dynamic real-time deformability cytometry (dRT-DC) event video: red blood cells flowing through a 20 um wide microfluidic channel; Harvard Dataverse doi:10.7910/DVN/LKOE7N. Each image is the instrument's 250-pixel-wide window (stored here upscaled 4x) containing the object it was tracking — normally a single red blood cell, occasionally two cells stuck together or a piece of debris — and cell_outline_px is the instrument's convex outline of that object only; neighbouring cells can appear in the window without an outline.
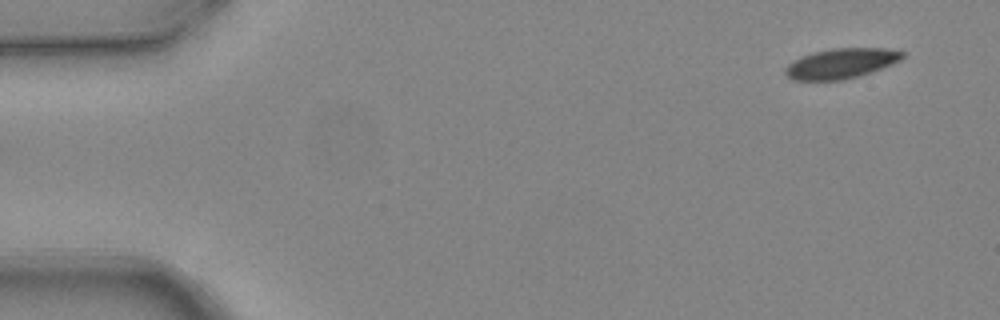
{"species": "common noctule bat (a hibernating species)", "species_latin": "Nyctalus noctula", "temperature_condition": "warm", "stored_images_in_passage": 8, "camera_frame_rate_fps": 3000, "um_per_image_px": 0.085, "animal": {"sex": "female", "body_mass_g": 24.6, "forearm_length_mm": 56.2}, "frame": {"image": 1, "passage_image": 1, "time_ms": 0.0, "image_size_px": [1000, 320], "cell_outline_px": [[904, 56], [900, 60], [892, 64], [872, 72], [860, 76], [840, 80], [792, 80], [784, 72], [784, 68], [788, 64], [812, 52], [832, 48], [884, 48], [904, 52]], "centroid_in_image_um": [71.5, 5.39], "position_along_channel_um": 13.5, "area_um2": 20.46}}
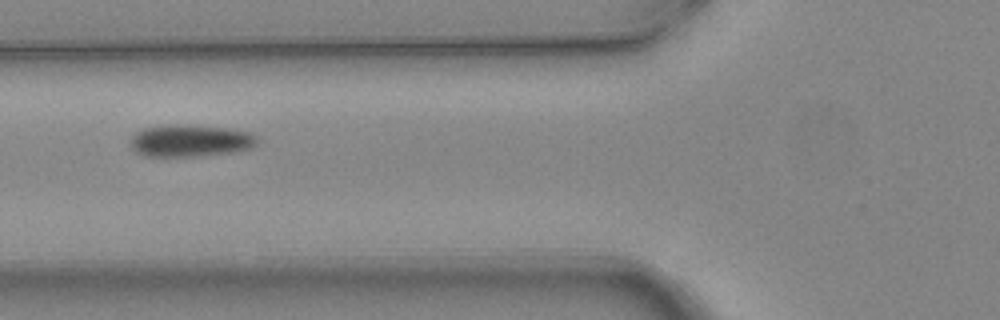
{"frame": {"image": 2, "passage_image": 5, "time_ms": 1.333, "image_size_px": [1000, 320], "cell_outline_px": [[260, 144], [252, 148], [236, 152], [200, 156], [144, 156], [136, 152], [128, 144], [132, 136], [136, 132], [144, 128], [164, 124], [188, 124], [224, 128], [252, 132], [260, 140]], "centroid_in_image_um": [16.21, 11.95], "position_along_channel_um": 109.6, "area_um2": 24.33}}
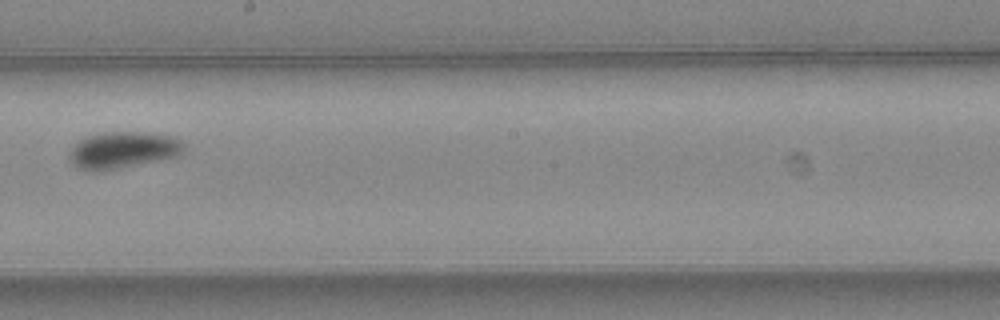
{"frame": {"image": 3, "passage_image": 8, "time_ms": 2.333, "image_size_px": [1000, 320], "cell_outline_px": [[184, 152], [180, 156], [100, 172], [92, 172], [76, 168], [68, 160], [68, 156], [72, 148], [80, 140], [96, 132], [144, 132], [172, 136], [180, 140], [184, 144]], "centroid_in_image_um": [10.43, 12.77], "position_along_channel_um": 237.8, "area_um2": 24.91}}